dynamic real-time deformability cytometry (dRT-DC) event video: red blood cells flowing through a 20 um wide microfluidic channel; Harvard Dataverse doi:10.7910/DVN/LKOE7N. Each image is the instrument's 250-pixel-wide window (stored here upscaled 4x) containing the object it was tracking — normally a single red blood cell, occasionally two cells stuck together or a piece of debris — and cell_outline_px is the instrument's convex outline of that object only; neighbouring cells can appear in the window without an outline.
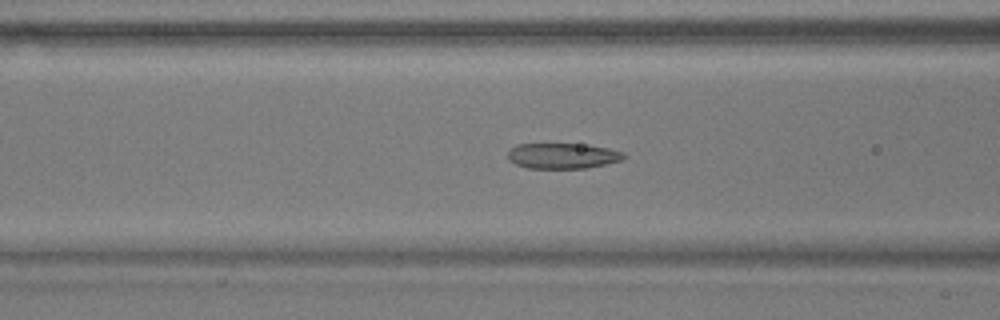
{"species": "common noctule bat (a hibernating species)", "species_latin": "Nyctalus noctula", "temperature_condition": "warm", "stored_images_in_passage": 49, "camera_frame_rate_fps": 3000, "um_per_image_px": 0.085, "animal": {"sex": "male", "body_mass_g": 17.9}, "frame": {"image": 1, "passage_image": 15, "time_ms": 4.667, "image_size_px": [1000, 320], "cell_outline_px": [[624, 156], [620, 160], [604, 164], [584, 168], [528, 168], [516, 164], [508, 160], [508, 152], [516, 144], [588, 144], [608, 148], [624, 152]], "centroid_in_image_um": [47.79, 13.24], "position_along_channel_um": 118.8, "area_um2": 17.11}}
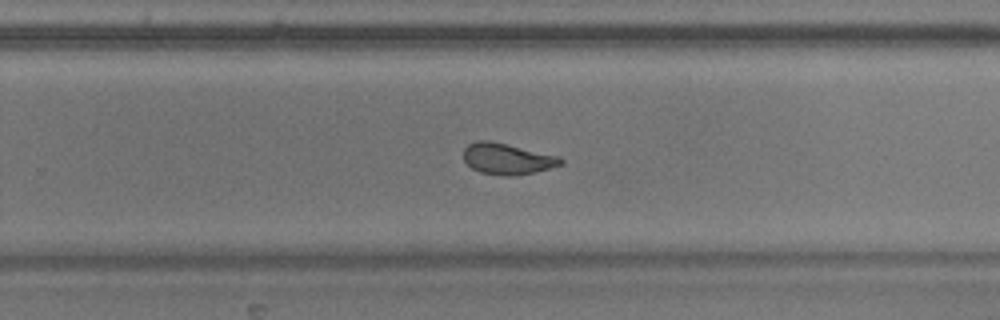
{"frame": {"image": 2, "passage_image": 29, "time_ms": 9.333, "image_size_px": [1000, 320], "cell_outline_px": [[564, 164], [516, 176], [504, 176], [480, 172], [472, 168], [464, 160], [464, 148], [468, 144], [476, 140], [488, 140], [560, 156], [564, 160]], "centroid_in_image_um": [43.11, 13.5], "position_along_channel_um": 286.7, "area_um2": 17.57}}
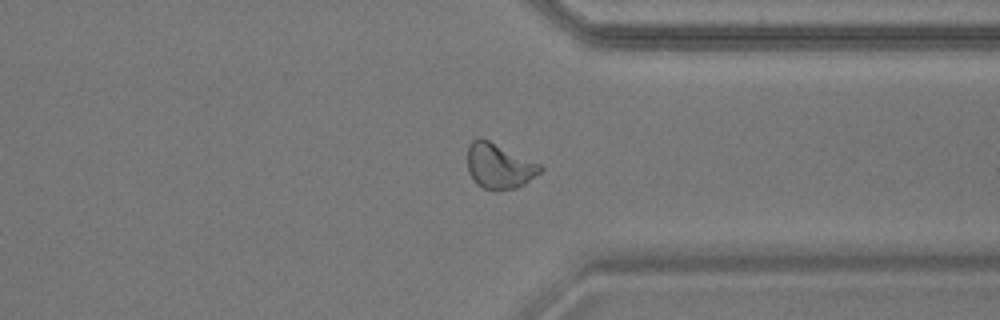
{"frame": {"image": 3, "passage_image": 36, "time_ms": 11.667, "image_size_px": [1000, 320], "cell_outline_px": [[544, 168], [540, 172], [524, 184], [516, 188], [496, 192], [484, 188], [476, 184], [468, 172], [468, 144], [472, 140], [480, 136], [540, 164]], "centroid_in_image_um": [42.4, 14.12], "position_along_channel_um": 369.0, "area_um2": 19.31}, "authors_computed_cell_mechanics": {"area_um2": 18.9006, "velocity_mm_per_s": 3.6065, "shape_relaxation_time_tau1_ms": null, "shape_relaxation_time_tau2_ms": 2.7675, "deformation_change_tau1": null, "deformation_change_tau2": 0.0991}}